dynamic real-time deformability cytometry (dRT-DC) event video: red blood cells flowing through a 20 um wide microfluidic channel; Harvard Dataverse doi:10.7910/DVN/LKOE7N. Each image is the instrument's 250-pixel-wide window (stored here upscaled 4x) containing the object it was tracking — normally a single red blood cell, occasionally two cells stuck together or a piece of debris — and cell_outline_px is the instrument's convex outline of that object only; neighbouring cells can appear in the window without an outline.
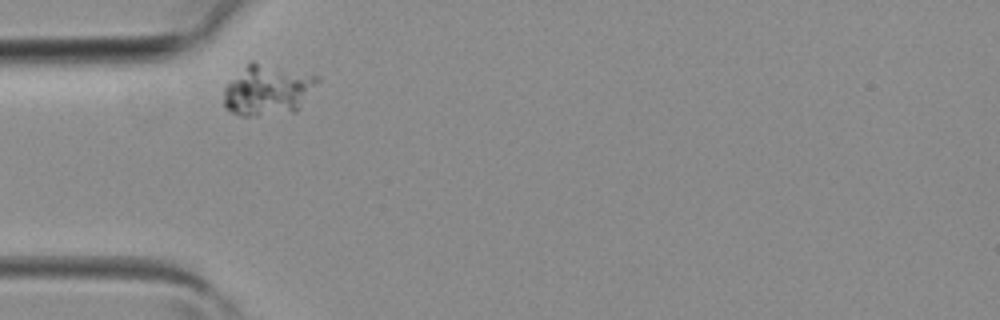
{"species": "common noctule bat (a hibernating species)", "species_latin": "Nyctalus noctula", "temperature_condition": "room temperature", "stored_images_in_passage": 2, "camera_frame_rate_fps": 3000, "um_per_image_px": 0.085, "animal": {"sex": "female", "body_mass_g": 19.3, "forearm_length_mm": 54.1}, "frame": {"image": 1, "passage_image": 1, "time_ms": 0.0, "image_size_px": [1000, 320], "cell_outline_px": [[320, 80], [300, 108], [296, 112], [248, 116], [240, 116], [224, 108], [224, 88], [252, 60], [320, 76]], "centroid_in_image_um": [22.79, 7.66], "position_along_channel_um": 62.2, "area_um2": 27.57}}
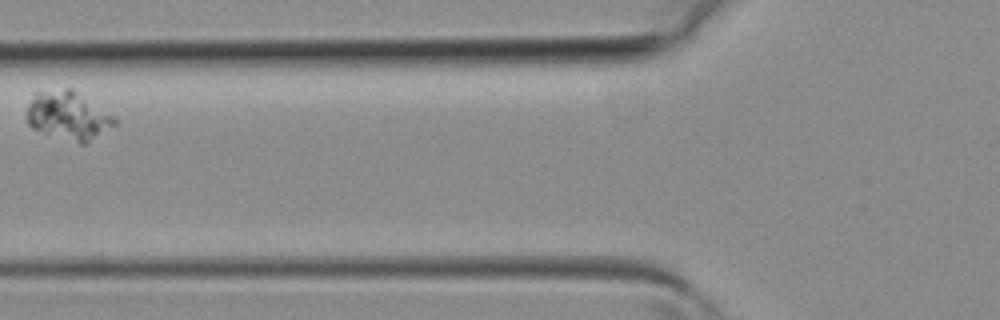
{"frame": {"image": 2, "passage_image": 2, "time_ms": 0.333, "image_size_px": [1000, 320], "cell_outline_px": [[116, 124], [84, 144], [80, 144], [32, 128], [28, 124], [24, 116], [32, 92], [64, 88], [72, 88], [112, 116], [116, 120]], "centroid_in_image_um": [5.7, 9.8], "position_along_channel_um": 120.1, "area_um2": 24.62}}